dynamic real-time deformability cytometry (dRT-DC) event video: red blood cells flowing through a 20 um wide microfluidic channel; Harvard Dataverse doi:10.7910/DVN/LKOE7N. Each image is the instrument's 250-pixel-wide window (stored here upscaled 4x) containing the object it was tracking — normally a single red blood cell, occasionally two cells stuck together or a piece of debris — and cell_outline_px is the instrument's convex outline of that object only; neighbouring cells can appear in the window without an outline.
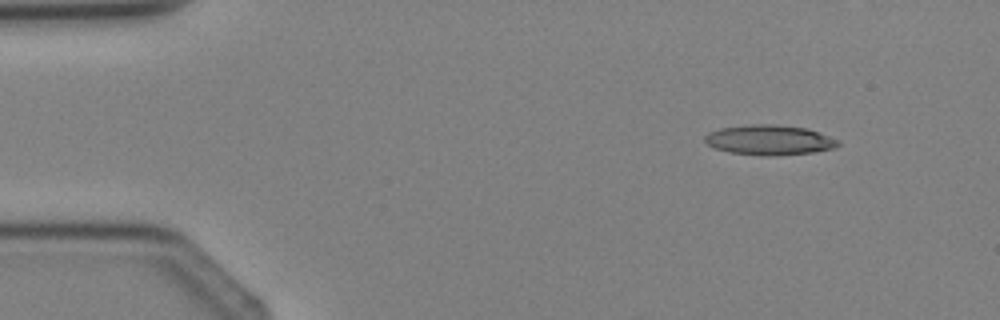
{"species": "Egyptian fruit bat (a non-hibernating species)", "species_latin": "Rousettus aegyptiacus", "temperature_condition": "cold", "stored_images_in_passage": 3, "camera_frame_rate_fps": 3000, "um_per_image_px": 0.085, "animal": {"sex": "female"}, "frame": {"image": 1, "passage_image": 1, "time_ms": 0.0, "image_size_px": [1000, 320], "cell_outline_px": [[840, 144], [836, 148], [812, 152], [776, 156], [760, 156], [728, 152], [716, 148], [708, 144], [704, 140], [704, 136], [708, 132], [720, 128], [752, 124], [776, 124], [808, 128], [840, 140]], "centroid_in_image_um": [65.42, 11.9], "position_along_channel_um": 19.6, "area_um2": 23.58}}